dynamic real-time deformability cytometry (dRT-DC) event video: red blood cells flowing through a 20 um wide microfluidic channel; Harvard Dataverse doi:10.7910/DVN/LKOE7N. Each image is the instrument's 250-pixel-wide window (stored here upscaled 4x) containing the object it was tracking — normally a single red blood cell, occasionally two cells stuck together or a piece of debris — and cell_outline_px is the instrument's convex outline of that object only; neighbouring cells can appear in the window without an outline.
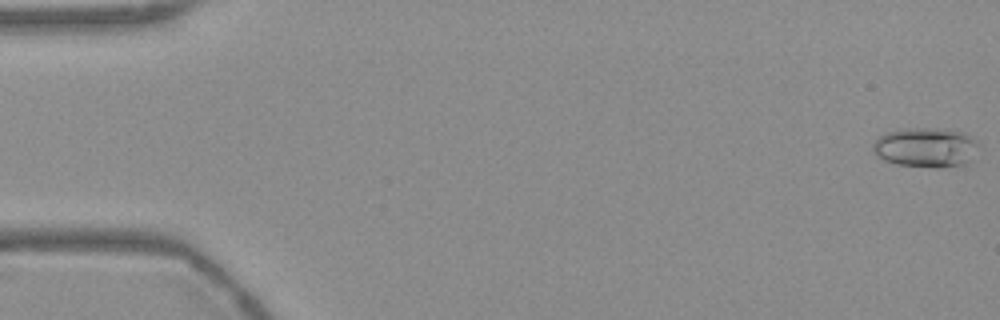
{"species": "Egyptian fruit bat (a non-hibernating species)", "species_latin": "Rousettus aegyptiacus", "temperature_condition": "warm", "stored_images_in_passage": 55, "camera_frame_rate_fps": 3000, "um_per_image_px": 0.085, "frame": {"image": 1, "passage_image": 1, "time_ms": 0.0, "image_size_px": [1000, 320], "cell_outline_px": [[980, 144], [972, 160], [964, 164], [944, 168], [936, 168], [896, 164], [884, 160], [876, 156], [872, 152], [872, 144], [880, 136], [888, 132], [904, 128], [928, 128], [964, 132], [980, 140]], "centroid_in_image_um": [78.73, 12.54], "position_along_channel_um": 6.3, "area_um2": 24.85}}
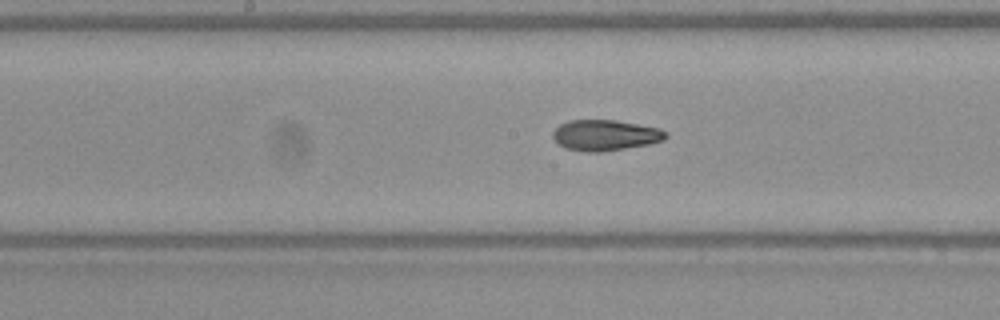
{"frame": {"image": 2, "passage_image": 28, "time_ms": 9.0, "image_size_px": [1000, 320], "cell_outline_px": [[668, 136], [664, 140], [648, 144], [600, 152], [588, 152], [564, 148], [552, 136], [552, 132], [560, 124], [568, 120], [616, 120], [660, 128], [668, 132]], "centroid_in_image_um": [51.46, 11.48], "position_along_channel_um": 196.7, "area_um2": 20.23}}
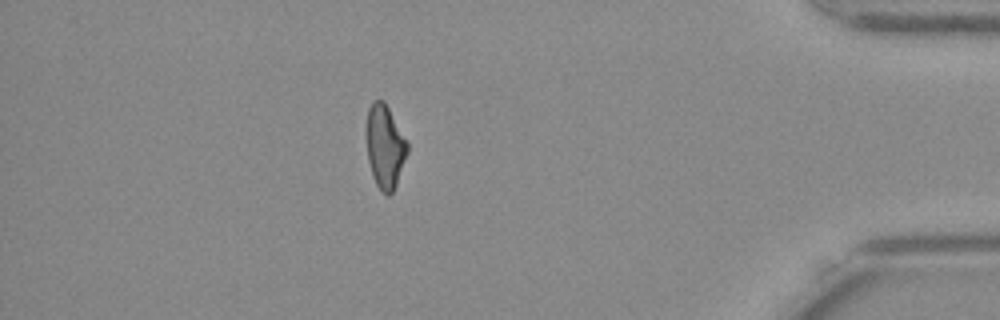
{"frame": {"image": 3, "passage_image": 48, "time_ms": 15.667, "image_size_px": [1000, 320], "cell_outline_px": [[408, 152], [396, 184], [392, 192], [388, 196], [376, 184], [372, 176], [368, 160], [368, 108], [376, 100], [384, 100], [408, 144]], "centroid_in_image_um": [32.74, 12.48], "position_along_channel_um": 402.5, "area_um2": 19.19}, "authors_computed_cell_mechanics": {"area_um2": 20.3456, "velocity_mm_per_s": 3.7594, "shape_relaxation_time_tau1_ms": null, "shape_relaxation_time_tau2_ms": 2.7239, "deformation_change_tau1": null, "deformation_change_tau2": 0.0834}}